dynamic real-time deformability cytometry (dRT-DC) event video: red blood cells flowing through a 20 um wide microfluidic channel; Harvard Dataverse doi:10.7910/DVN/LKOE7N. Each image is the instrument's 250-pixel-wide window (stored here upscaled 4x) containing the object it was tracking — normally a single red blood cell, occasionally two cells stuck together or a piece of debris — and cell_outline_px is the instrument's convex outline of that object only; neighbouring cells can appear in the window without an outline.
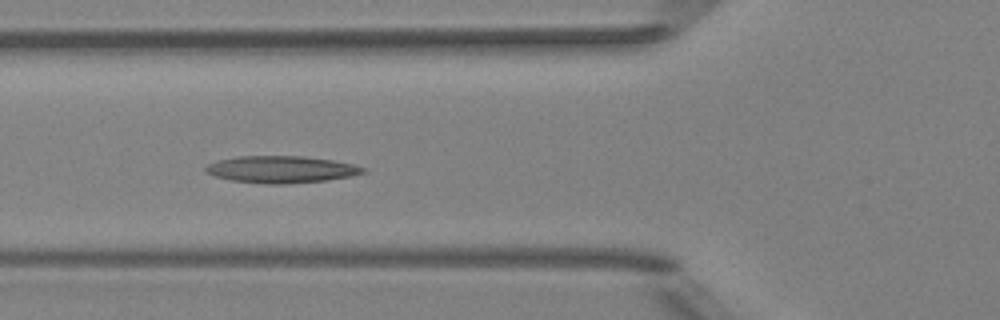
{"species": "Egyptian fruit bat (a non-hibernating species)", "species_latin": "Rousettus aegyptiacus", "temperature_condition": "room temperature", "stored_images_in_passage": 7, "camera_frame_rate_fps": 3000, "um_per_image_px": 0.085, "animal": {"sex": "female"}, "frame": {"image": 1, "passage_image": 5, "time_ms": 4.333, "image_size_px": [1000, 320], "cell_outline_px": [[368, 172], [352, 176], [324, 180], [280, 184], [268, 184], [232, 180], [216, 176], [204, 172], [204, 168], [208, 164], [216, 160], [236, 156], [304, 156], [332, 160], [352, 164], [368, 168]], "centroid_in_image_um": [23.91, 14.39], "position_along_channel_um": 101.9, "area_um2": 24.74}}
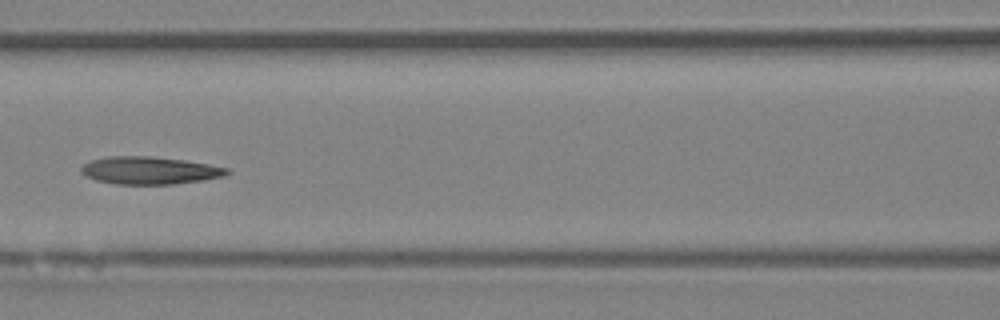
{"frame": {"image": 2, "passage_image": 6, "time_ms": 5.667, "image_size_px": [1000, 320], "cell_outline_px": [[232, 172], [224, 176], [176, 184], [116, 184], [96, 180], [80, 172], [80, 168], [84, 164], [92, 160], [108, 156], [152, 156], [184, 160], [208, 164], [228, 168]], "centroid_in_image_um": [12.72, 14.48], "position_along_channel_um": 153.9, "area_um2": 23.35}}
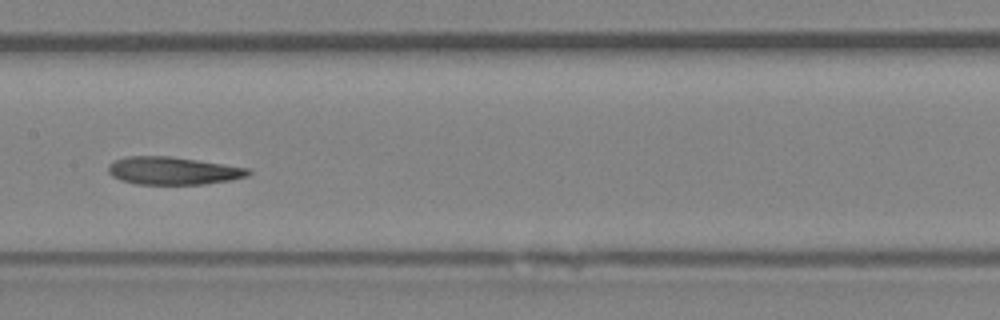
{"frame": {"image": 3, "passage_image": 7, "time_ms": 6.667, "image_size_px": [1000, 320], "cell_outline_px": [[252, 172], [248, 176], [228, 180], [204, 184], [136, 184], [120, 180], [112, 176], [108, 172], [108, 164], [112, 160], [124, 156], [168, 156], [224, 164], [248, 168]], "centroid_in_image_um": [14.64, 14.51], "position_along_channel_um": 192.8, "area_um2": 22.66}}